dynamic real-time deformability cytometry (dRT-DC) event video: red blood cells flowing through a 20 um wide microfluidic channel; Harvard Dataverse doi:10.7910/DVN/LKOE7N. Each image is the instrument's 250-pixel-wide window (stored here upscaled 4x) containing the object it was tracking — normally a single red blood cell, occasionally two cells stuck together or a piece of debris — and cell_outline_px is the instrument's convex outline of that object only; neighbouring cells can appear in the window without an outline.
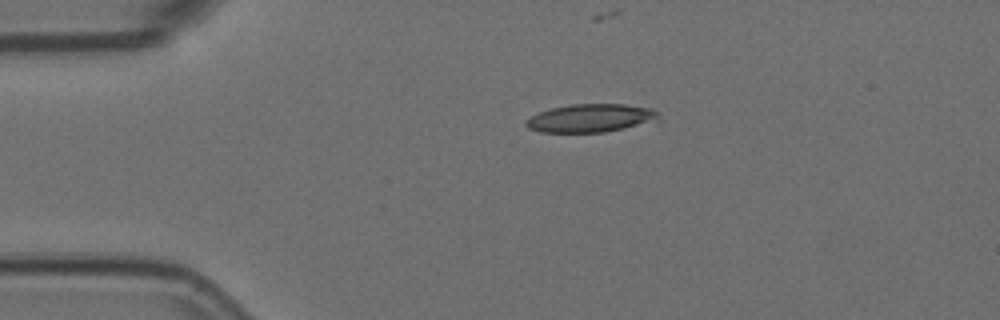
{"species": "Egyptian fruit bat (a non-hibernating species)", "species_latin": "Rousettus aegyptiacus", "temperature_condition": "room temperature", "stored_images_in_passage": 6, "camera_frame_rate_fps": 3000, "um_per_image_px": 0.085, "animal": {"sex": "female"}, "frame": {"image": 1, "passage_image": 1, "time_ms": 0.0, "image_size_px": [1000, 320], "cell_outline_px": [[660, 124], [604, 132], [540, 132], [528, 128], [524, 124], [524, 120], [540, 112], [552, 108], [572, 104], [624, 104], [652, 108], [656, 112], [660, 120]], "centroid_in_image_um": [50.34, 10.06], "position_along_channel_um": 34.7, "area_um2": 22.43}}
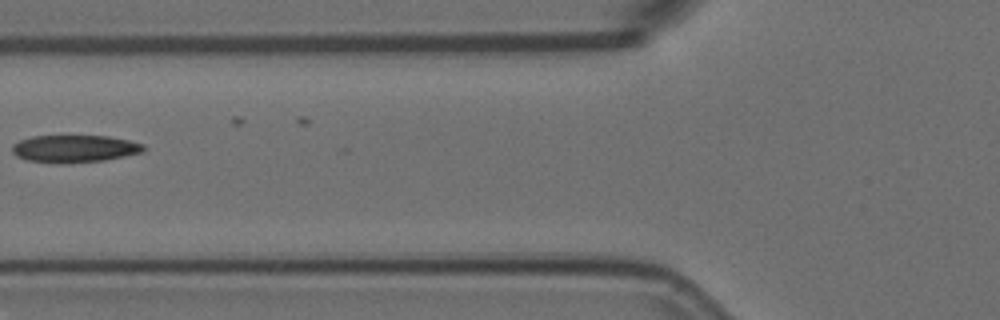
{"frame": {"image": 2, "passage_image": 4, "time_ms": 1.0, "image_size_px": [1000, 320], "cell_outline_px": [[148, 148], [144, 152], [104, 160], [64, 164], [28, 160], [16, 156], [12, 152], [12, 144], [20, 140], [32, 136], [108, 136], [128, 140], [144, 144]], "centroid_in_image_um": [6.36, 12.64], "position_along_channel_um": 119.4, "area_um2": 21.1}}